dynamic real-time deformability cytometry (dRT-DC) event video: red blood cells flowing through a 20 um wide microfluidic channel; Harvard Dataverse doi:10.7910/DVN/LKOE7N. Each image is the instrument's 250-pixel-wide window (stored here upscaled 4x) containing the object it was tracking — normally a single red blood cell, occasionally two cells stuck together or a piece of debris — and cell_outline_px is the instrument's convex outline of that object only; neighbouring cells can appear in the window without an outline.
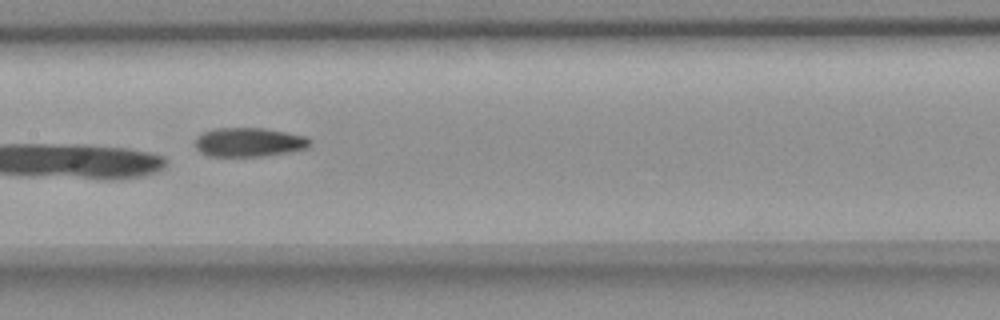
{"species": "common noctule bat (a hibernating species)", "species_latin": "Nyctalus noctula", "temperature_condition": "room temperature", "stored_images_in_passage": 9, "camera_frame_rate_fps": 3000, "um_per_image_px": 0.085, "animal": {"sex": "female", "body_mass_g": 18.4}, "frame": {"image": 1, "passage_image": 7, "time_ms": 2.0, "image_size_px": [1000, 320], "cell_outline_px": [[312, 144], [308, 148], [292, 152], [260, 156], [212, 156], [200, 152], [196, 148], [196, 136], [204, 132], [216, 128], [264, 128], [304, 136], [312, 140]], "centroid_in_image_um": [21.2, 12.09], "position_along_channel_um": 186.2, "area_um2": 19.42}}
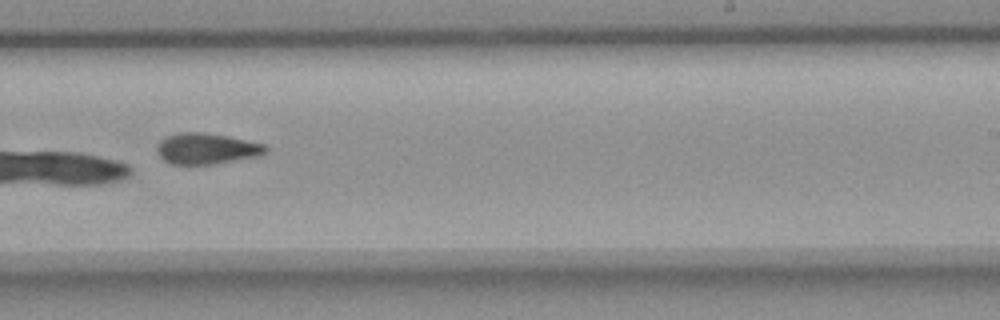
{"frame": {"image": 2, "passage_image": 9, "time_ms": 2.667, "image_size_px": [1000, 320], "cell_outline_px": [[268, 148], [264, 152], [256, 156], [216, 164], [172, 164], [164, 160], [156, 152], [156, 148], [160, 140], [164, 136], [180, 132], [204, 132], [228, 136], [264, 144]], "centroid_in_image_um": [17.5, 12.62], "position_along_channel_um": 271.5, "area_um2": 19.59}}